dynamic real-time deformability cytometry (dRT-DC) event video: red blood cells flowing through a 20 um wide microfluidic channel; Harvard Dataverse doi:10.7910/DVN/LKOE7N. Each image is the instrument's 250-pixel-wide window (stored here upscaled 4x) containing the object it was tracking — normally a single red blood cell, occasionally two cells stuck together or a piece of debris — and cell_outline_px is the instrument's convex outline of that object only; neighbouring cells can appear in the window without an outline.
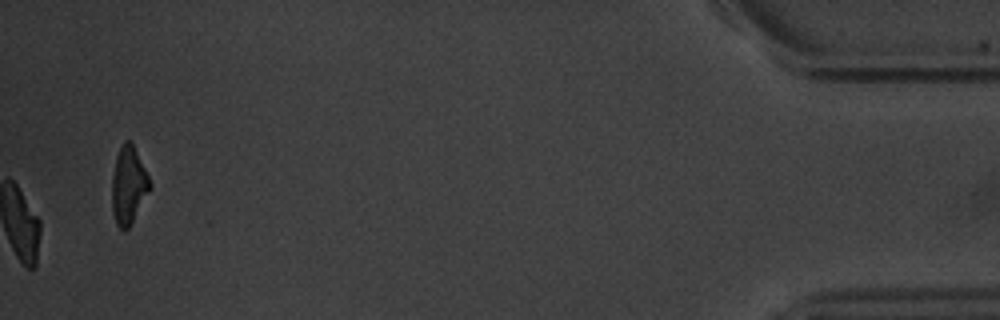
{"species": "common noctule bat (a hibernating species)", "species_latin": "Nyctalus noctula", "temperature_condition": "warm", "stored_images_in_passage": 39, "camera_frame_rate_fps": 3000, "um_per_image_px": 0.085, "animal": {"sex": "male", "body_mass_g": 20.1, "forearm_length_mm": 53.5}, "frame": {"image": 1, "passage_image": 39, "time_ms": 12.667, "image_size_px": [1000, 320], "cell_outline_px": [[152, 188], [128, 228], [120, 228], [116, 224], [112, 212], [112, 176], [116, 156], [124, 140], [132, 140], [152, 184]], "centroid_in_image_um": [10.93, 15.71], "position_along_channel_um": 424.3, "area_um2": 17.22}, "authors_computed_cell_mechanics": {"area_um2": 19.0162, "velocity_mm_per_s": 3.7766, "shape_relaxation_time_tau1_ms": 2.6099, "shape_relaxation_time_tau2_ms": 3.2294, "deformation_change_tau1": 0.1558, "deformation_change_tau2": 0.0644}}